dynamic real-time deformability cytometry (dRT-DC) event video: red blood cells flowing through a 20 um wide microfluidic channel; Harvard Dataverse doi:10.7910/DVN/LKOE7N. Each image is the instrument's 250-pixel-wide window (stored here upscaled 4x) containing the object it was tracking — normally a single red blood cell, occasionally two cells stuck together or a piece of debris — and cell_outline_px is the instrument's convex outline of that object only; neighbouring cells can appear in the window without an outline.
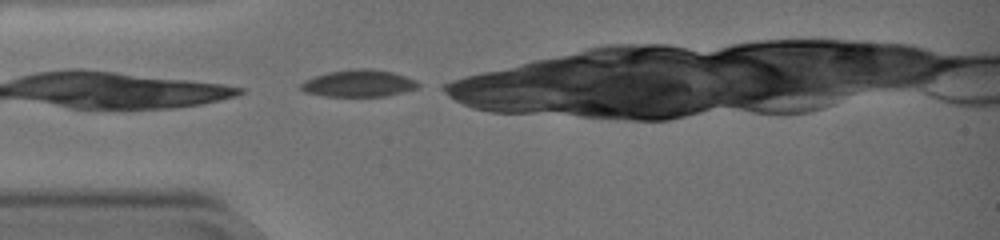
{"species": "common noctule bat (a hibernating species)", "species_latin": "Nyctalus noctula", "temperature_condition": "warm", "stored_images_in_passage": 8, "camera_frame_rate_fps": 3000, "um_per_image_px": 0.085, "animal": {"sex": "female", "body_mass_g": 19.0, "forearm_length_mm": 51.5}, "frame": {"image": 1, "passage_image": 1, "time_ms": 0.0, "image_size_px": [1000, 240], "cell_outline_px": [[424, 84], [420, 88], [388, 96], [324, 96], [304, 92], [300, 88], [300, 84], [316, 76], [328, 72], [356, 68], [368, 68], [392, 72], [416, 80]], "centroid_in_image_um": [30.57, 7.09], "position_along_channel_um": 54.4, "area_um2": 18.55}}